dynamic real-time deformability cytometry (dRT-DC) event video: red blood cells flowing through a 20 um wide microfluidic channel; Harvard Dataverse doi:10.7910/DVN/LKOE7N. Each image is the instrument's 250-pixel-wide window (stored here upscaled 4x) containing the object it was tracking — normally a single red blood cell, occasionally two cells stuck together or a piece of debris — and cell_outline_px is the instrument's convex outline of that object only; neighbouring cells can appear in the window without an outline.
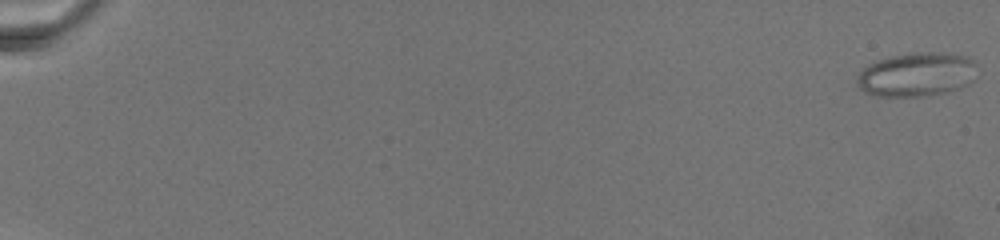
{"species": "common noctule bat (a hibernating species)", "species_latin": "Nyctalus noctula", "temperature_condition": "warm", "stored_images_in_passage": 90, "camera_frame_rate_fps": 3000, "um_per_image_px": 0.085, "animal": {"sex": "female", "body_mass_g": 19.5, "forearm_length_mm": 54.1}, "frame": {"image": 1, "passage_image": 1, "time_ms": 0.0, "image_size_px": [1000, 240], "cell_outline_px": [[976, 64], [972, 80], [968, 84], [960, 88], [944, 92], [920, 96], [876, 96], [864, 92], [856, 84], [856, 76], [864, 68], [880, 60], [892, 56], [916, 52], [940, 52], [964, 56], [976, 60]], "centroid_in_image_um": [77.91, 6.33], "position_along_channel_um": 7.1, "area_um2": 30.52}}
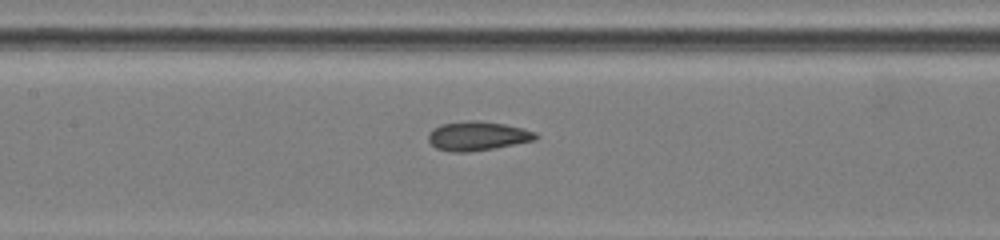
{"frame": {"image": 2, "passage_image": 39, "time_ms": 13.333, "image_size_px": [1000, 240], "cell_outline_px": [[540, 136], [536, 140], [492, 148], [468, 152], [452, 152], [436, 148], [428, 140], [428, 136], [432, 128], [440, 124], [468, 120], [480, 120], [504, 124], [536, 132]], "centroid_in_image_um": [40.57, 11.55], "position_along_channel_um": 166.8, "area_um2": 18.21}}
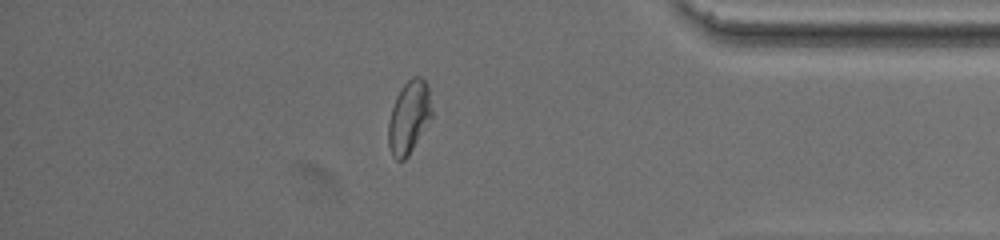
{"frame": {"image": 3, "passage_image": 77, "time_ms": 22.333, "image_size_px": [1000, 240], "cell_outline_px": [[432, 116], [408, 156], [404, 160], [396, 160], [392, 156], [388, 144], [388, 124], [392, 108], [396, 96], [404, 84], [412, 76], [420, 76], [428, 84], [432, 108]], "centroid_in_image_um": [34.76, 9.95], "position_along_channel_um": 400.4, "area_um2": 18.38}}